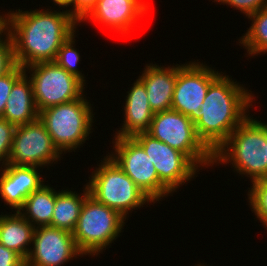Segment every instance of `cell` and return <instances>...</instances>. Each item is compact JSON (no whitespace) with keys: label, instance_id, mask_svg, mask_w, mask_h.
I'll use <instances>...</instances> for the list:
<instances>
[{"label":"cell","instance_id":"obj_1","mask_svg":"<svg viewBox=\"0 0 267 266\" xmlns=\"http://www.w3.org/2000/svg\"><path fill=\"white\" fill-rule=\"evenodd\" d=\"M16 62L23 68L54 61L62 44L79 23L66 11L32 10L7 13Z\"/></svg>","mask_w":267,"mask_h":266},{"label":"cell","instance_id":"obj_2","mask_svg":"<svg viewBox=\"0 0 267 266\" xmlns=\"http://www.w3.org/2000/svg\"><path fill=\"white\" fill-rule=\"evenodd\" d=\"M228 75L219 74L210 84L194 124L198 138L214 153L248 116L255 98ZM247 109V110H246Z\"/></svg>","mask_w":267,"mask_h":266},{"label":"cell","instance_id":"obj_3","mask_svg":"<svg viewBox=\"0 0 267 266\" xmlns=\"http://www.w3.org/2000/svg\"><path fill=\"white\" fill-rule=\"evenodd\" d=\"M267 123L247 117L213 153V163H230L251 182L267 179ZM219 161V162H218ZM249 175V176H248Z\"/></svg>","mask_w":267,"mask_h":266},{"label":"cell","instance_id":"obj_4","mask_svg":"<svg viewBox=\"0 0 267 266\" xmlns=\"http://www.w3.org/2000/svg\"><path fill=\"white\" fill-rule=\"evenodd\" d=\"M91 175L87 187L90 196L126 218L128 211L153 201L142 192L131 178L108 155Z\"/></svg>","mask_w":267,"mask_h":266},{"label":"cell","instance_id":"obj_5","mask_svg":"<svg viewBox=\"0 0 267 266\" xmlns=\"http://www.w3.org/2000/svg\"><path fill=\"white\" fill-rule=\"evenodd\" d=\"M84 96L39 112L54 146L62 154L81 146L91 133L93 110Z\"/></svg>","mask_w":267,"mask_h":266},{"label":"cell","instance_id":"obj_6","mask_svg":"<svg viewBox=\"0 0 267 266\" xmlns=\"http://www.w3.org/2000/svg\"><path fill=\"white\" fill-rule=\"evenodd\" d=\"M125 217L88 196L72 232L77 248L84 255H98L121 233Z\"/></svg>","mask_w":267,"mask_h":266},{"label":"cell","instance_id":"obj_7","mask_svg":"<svg viewBox=\"0 0 267 266\" xmlns=\"http://www.w3.org/2000/svg\"><path fill=\"white\" fill-rule=\"evenodd\" d=\"M147 133L184 153L197 167L214 164L213 153L198 138L194 123L178 111L156 112Z\"/></svg>","mask_w":267,"mask_h":266},{"label":"cell","instance_id":"obj_8","mask_svg":"<svg viewBox=\"0 0 267 266\" xmlns=\"http://www.w3.org/2000/svg\"><path fill=\"white\" fill-rule=\"evenodd\" d=\"M32 71L29 79L38 111L81 98L84 83L55 61L40 62L24 68Z\"/></svg>","mask_w":267,"mask_h":266},{"label":"cell","instance_id":"obj_9","mask_svg":"<svg viewBox=\"0 0 267 266\" xmlns=\"http://www.w3.org/2000/svg\"><path fill=\"white\" fill-rule=\"evenodd\" d=\"M109 156L154 203L171 194L159 180L158 173L143 147L133 137H115Z\"/></svg>","mask_w":267,"mask_h":266},{"label":"cell","instance_id":"obj_10","mask_svg":"<svg viewBox=\"0 0 267 266\" xmlns=\"http://www.w3.org/2000/svg\"><path fill=\"white\" fill-rule=\"evenodd\" d=\"M60 155L44 123L38 118L34 122L16 126L6 164L42 167L58 160Z\"/></svg>","mask_w":267,"mask_h":266},{"label":"cell","instance_id":"obj_11","mask_svg":"<svg viewBox=\"0 0 267 266\" xmlns=\"http://www.w3.org/2000/svg\"><path fill=\"white\" fill-rule=\"evenodd\" d=\"M179 65L171 109L188 116L195 124L211 82L220 74L203 63Z\"/></svg>","mask_w":267,"mask_h":266},{"label":"cell","instance_id":"obj_12","mask_svg":"<svg viewBox=\"0 0 267 266\" xmlns=\"http://www.w3.org/2000/svg\"><path fill=\"white\" fill-rule=\"evenodd\" d=\"M133 138L143 147L158 173L159 180L171 192L196 175L198 167L179 150L153 138L147 132L139 133Z\"/></svg>","mask_w":267,"mask_h":266},{"label":"cell","instance_id":"obj_13","mask_svg":"<svg viewBox=\"0 0 267 266\" xmlns=\"http://www.w3.org/2000/svg\"><path fill=\"white\" fill-rule=\"evenodd\" d=\"M32 244L25 266H61L73 257L84 255L71 232L50 225L35 228Z\"/></svg>","mask_w":267,"mask_h":266},{"label":"cell","instance_id":"obj_14","mask_svg":"<svg viewBox=\"0 0 267 266\" xmlns=\"http://www.w3.org/2000/svg\"><path fill=\"white\" fill-rule=\"evenodd\" d=\"M1 169L0 195L4 202L18 211L25 199L42 184L38 167L5 164Z\"/></svg>","mask_w":267,"mask_h":266},{"label":"cell","instance_id":"obj_15","mask_svg":"<svg viewBox=\"0 0 267 266\" xmlns=\"http://www.w3.org/2000/svg\"><path fill=\"white\" fill-rule=\"evenodd\" d=\"M147 14L133 0H97L95 7L82 20L93 19L95 22L121 34L130 33V29L140 17Z\"/></svg>","mask_w":267,"mask_h":266},{"label":"cell","instance_id":"obj_16","mask_svg":"<svg viewBox=\"0 0 267 266\" xmlns=\"http://www.w3.org/2000/svg\"><path fill=\"white\" fill-rule=\"evenodd\" d=\"M179 64L161 67L146 65L139 80L145 85L148 102L154 113L170 110Z\"/></svg>","mask_w":267,"mask_h":266},{"label":"cell","instance_id":"obj_17","mask_svg":"<svg viewBox=\"0 0 267 266\" xmlns=\"http://www.w3.org/2000/svg\"><path fill=\"white\" fill-rule=\"evenodd\" d=\"M127 93L124 123L114 137H133L148 132L155 114L149 105L145 85L139 79Z\"/></svg>","mask_w":267,"mask_h":266},{"label":"cell","instance_id":"obj_18","mask_svg":"<svg viewBox=\"0 0 267 266\" xmlns=\"http://www.w3.org/2000/svg\"><path fill=\"white\" fill-rule=\"evenodd\" d=\"M1 118L15 126L28 124L39 118L32 83L26 71L12 86Z\"/></svg>","mask_w":267,"mask_h":266},{"label":"cell","instance_id":"obj_19","mask_svg":"<svg viewBox=\"0 0 267 266\" xmlns=\"http://www.w3.org/2000/svg\"><path fill=\"white\" fill-rule=\"evenodd\" d=\"M35 227L18 211L0 218V243L18 253L24 260L30 250L27 246L33 241Z\"/></svg>","mask_w":267,"mask_h":266},{"label":"cell","instance_id":"obj_20","mask_svg":"<svg viewBox=\"0 0 267 266\" xmlns=\"http://www.w3.org/2000/svg\"><path fill=\"white\" fill-rule=\"evenodd\" d=\"M57 194L58 192L52 187L42 184L25 199L23 206L18 212L35 228L37 227L36 225L38 227L51 226Z\"/></svg>","mask_w":267,"mask_h":266},{"label":"cell","instance_id":"obj_21","mask_svg":"<svg viewBox=\"0 0 267 266\" xmlns=\"http://www.w3.org/2000/svg\"><path fill=\"white\" fill-rule=\"evenodd\" d=\"M85 190V191H84ZM83 190V195H78L71 190L58 191L56 195L51 226L73 232L85 199L90 195L87 185Z\"/></svg>","mask_w":267,"mask_h":266},{"label":"cell","instance_id":"obj_22","mask_svg":"<svg viewBox=\"0 0 267 266\" xmlns=\"http://www.w3.org/2000/svg\"><path fill=\"white\" fill-rule=\"evenodd\" d=\"M248 18L252 20L251 26L244 34L245 36L241 37L239 43L248 49L249 55L267 53V7L253 13Z\"/></svg>","mask_w":267,"mask_h":266},{"label":"cell","instance_id":"obj_23","mask_svg":"<svg viewBox=\"0 0 267 266\" xmlns=\"http://www.w3.org/2000/svg\"><path fill=\"white\" fill-rule=\"evenodd\" d=\"M75 35L72 34L60 47V49L57 52L55 62L65 69L67 72L75 75L79 79H81L83 82L84 76L83 74L78 70L77 64L80 61V54L79 52L73 48L74 45V37Z\"/></svg>","mask_w":267,"mask_h":266},{"label":"cell","instance_id":"obj_24","mask_svg":"<svg viewBox=\"0 0 267 266\" xmlns=\"http://www.w3.org/2000/svg\"><path fill=\"white\" fill-rule=\"evenodd\" d=\"M250 191V192H249ZM248 191L249 205L262 223L267 219V179L252 182Z\"/></svg>","mask_w":267,"mask_h":266},{"label":"cell","instance_id":"obj_25","mask_svg":"<svg viewBox=\"0 0 267 266\" xmlns=\"http://www.w3.org/2000/svg\"><path fill=\"white\" fill-rule=\"evenodd\" d=\"M7 31V32H6ZM4 33V34H3ZM2 34L7 37L1 39ZM17 65L12 37L9 29L6 27L0 33V76L9 73Z\"/></svg>","mask_w":267,"mask_h":266},{"label":"cell","instance_id":"obj_26","mask_svg":"<svg viewBox=\"0 0 267 266\" xmlns=\"http://www.w3.org/2000/svg\"><path fill=\"white\" fill-rule=\"evenodd\" d=\"M24 73V68L17 64L9 73L0 76V117L3 116L12 86Z\"/></svg>","mask_w":267,"mask_h":266},{"label":"cell","instance_id":"obj_27","mask_svg":"<svg viewBox=\"0 0 267 266\" xmlns=\"http://www.w3.org/2000/svg\"><path fill=\"white\" fill-rule=\"evenodd\" d=\"M15 129V125L0 117V158L3 160L1 168L8 162Z\"/></svg>","mask_w":267,"mask_h":266},{"label":"cell","instance_id":"obj_28","mask_svg":"<svg viewBox=\"0 0 267 266\" xmlns=\"http://www.w3.org/2000/svg\"><path fill=\"white\" fill-rule=\"evenodd\" d=\"M219 3L230 5L240 10L246 16L258 12L262 8L267 7V0H214Z\"/></svg>","mask_w":267,"mask_h":266},{"label":"cell","instance_id":"obj_29","mask_svg":"<svg viewBox=\"0 0 267 266\" xmlns=\"http://www.w3.org/2000/svg\"><path fill=\"white\" fill-rule=\"evenodd\" d=\"M97 0H74V8L68 12L80 23L95 7Z\"/></svg>","mask_w":267,"mask_h":266},{"label":"cell","instance_id":"obj_30","mask_svg":"<svg viewBox=\"0 0 267 266\" xmlns=\"http://www.w3.org/2000/svg\"><path fill=\"white\" fill-rule=\"evenodd\" d=\"M0 266H25V260L0 243Z\"/></svg>","mask_w":267,"mask_h":266},{"label":"cell","instance_id":"obj_31","mask_svg":"<svg viewBox=\"0 0 267 266\" xmlns=\"http://www.w3.org/2000/svg\"><path fill=\"white\" fill-rule=\"evenodd\" d=\"M54 4L56 3V5L60 6V7H69L73 5L74 7V0H53Z\"/></svg>","mask_w":267,"mask_h":266},{"label":"cell","instance_id":"obj_32","mask_svg":"<svg viewBox=\"0 0 267 266\" xmlns=\"http://www.w3.org/2000/svg\"><path fill=\"white\" fill-rule=\"evenodd\" d=\"M7 27V16L0 15V33Z\"/></svg>","mask_w":267,"mask_h":266},{"label":"cell","instance_id":"obj_33","mask_svg":"<svg viewBox=\"0 0 267 266\" xmlns=\"http://www.w3.org/2000/svg\"><path fill=\"white\" fill-rule=\"evenodd\" d=\"M134 2H136L146 13H147V11H148V7H150V6H148L146 3H145V1H143V0H133ZM143 1V2H142Z\"/></svg>","mask_w":267,"mask_h":266},{"label":"cell","instance_id":"obj_34","mask_svg":"<svg viewBox=\"0 0 267 266\" xmlns=\"http://www.w3.org/2000/svg\"><path fill=\"white\" fill-rule=\"evenodd\" d=\"M263 150H264V152L267 154V139H266V144H265V146L263 147Z\"/></svg>","mask_w":267,"mask_h":266},{"label":"cell","instance_id":"obj_35","mask_svg":"<svg viewBox=\"0 0 267 266\" xmlns=\"http://www.w3.org/2000/svg\"><path fill=\"white\" fill-rule=\"evenodd\" d=\"M263 224H264L263 226L267 227V219L263 222Z\"/></svg>","mask_w":267,"mask_h":266}]
</instances>
